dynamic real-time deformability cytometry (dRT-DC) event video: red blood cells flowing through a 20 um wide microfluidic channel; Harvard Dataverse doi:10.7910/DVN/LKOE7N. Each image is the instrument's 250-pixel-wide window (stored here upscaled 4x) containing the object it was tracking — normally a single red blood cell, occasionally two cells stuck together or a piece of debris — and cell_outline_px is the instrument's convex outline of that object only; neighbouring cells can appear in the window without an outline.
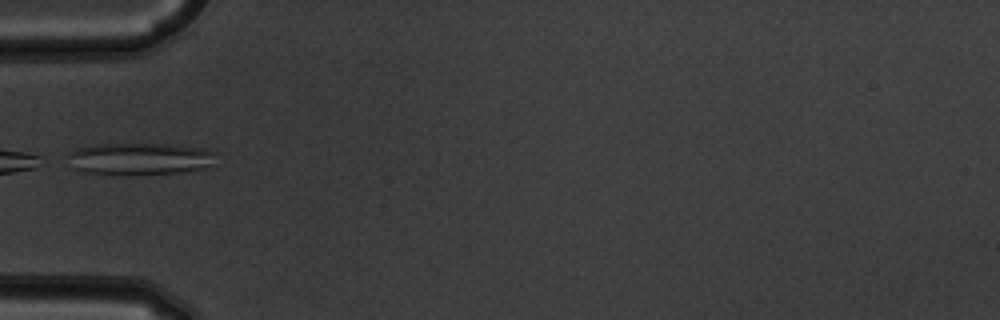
{"species": "common noctule bat (a hibernating species)", "species_latin": "Nyctalus noctula", "temperature_condition": "warm", "stored_images_in_passage": 5, "camera_frame_rate_fps": 3000, "um_per_image_px": 0.085, "animal": {"sex": "male", "body_mass_g": 19.5, "forearm_length_mm": 54.6}, "frame": {"image": 1, "passage_image": 1, "time_ms": 0.0, "image_size_px": [1000, 320], "cell_outline_px": [[220, 152], [212, 168], [180, 172], [128, 176], [124, 176], [88, 172], [76, 168], [68, 156], [68, 152], [76, 148], [96, 144], [168, 144], [208, 148]], "centroid_in_image_um": [12.05, 13.5], "position_along_channel_um": 73.0, "area_um2": 28.5}}
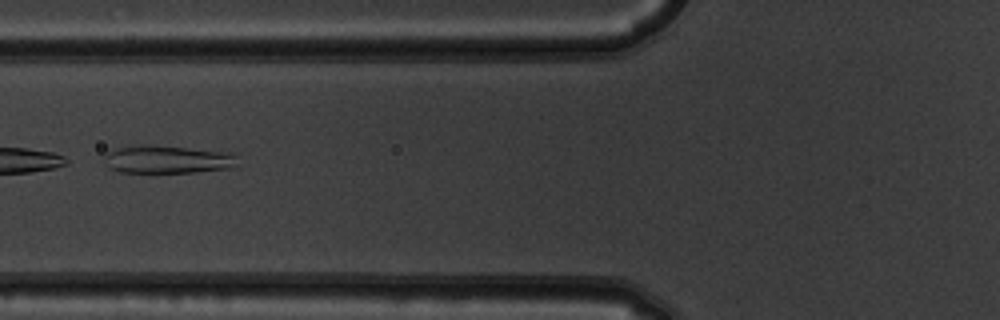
{"frame": {"image": 2, "passage_image": 2, "time_ms": 0.333, "image_size_px": [1000, 320], "cell_outline_px": [[240, 168], [196, 172], [120, 172], [108, 168], [104, 160], [104, 156], [108, 152], [116, 148], [184, 148], [220, 152], [236, 156]], "centroid_in_image_um": [14.31, 13.62], "position_along_channel_um": 111.5, "area_um2": 20.63}}